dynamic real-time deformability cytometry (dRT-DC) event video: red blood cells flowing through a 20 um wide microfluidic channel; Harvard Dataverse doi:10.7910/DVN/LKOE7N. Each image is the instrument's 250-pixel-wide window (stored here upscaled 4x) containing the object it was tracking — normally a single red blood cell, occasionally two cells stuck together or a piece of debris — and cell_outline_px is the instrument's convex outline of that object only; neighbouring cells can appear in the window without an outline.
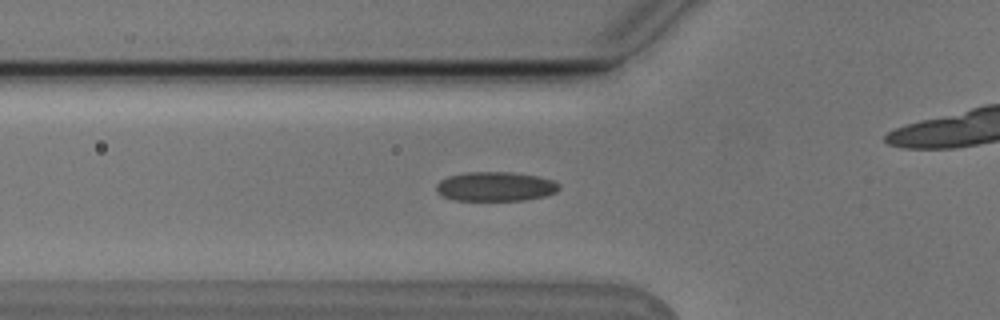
{"species": "Egyptian fruit bat (a non-hibernating species)", "species_latin": "Rousettus aegyptiacus", "temperature_condition": "cold", "stored_images_in_passage": 40, "camera_frame_rate_fps": 3000, "um_per_image_px": 0.085, "animal": {"sex": "male"}, "frame": {"image": 1, "passage_image": 9, "time_ms": 2.667, "image_size_px": [1000, 320], "cell_outline_px": [[560, 188], [556, 192], [544, 196], [524, 200], [452, 200], [436, 192], [436, 184], [440, 180], [448, 176], [464, 172], [512, 172], [536, 176], [552, 180], [560, 184]], "centroid_in_image_um": [42.09, 15.85], "position_along_channel_um": 83.7, "area_um2": 21.04}}
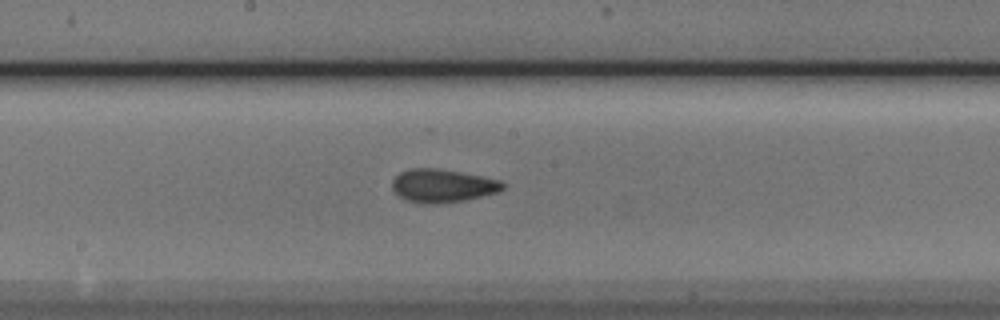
{"frame": {"image": 2, "passage_image": 19, "time_ms": 6.0, "image_size_px": [1000, 320], "cell_outline_px": [[504, 188], [500, 192], [464, 200], [436, 204], [432, 204], [408, 200], [400, 196], [392, 188], [392, 180], [400, 172], [412, 168], [436, 168], [480, 176], [500, 180], [504, 184]], "centroid_in_image_um": [37.63, 15.78], "position_along_channel_um": 210.6, "area_um2": 21.1}}
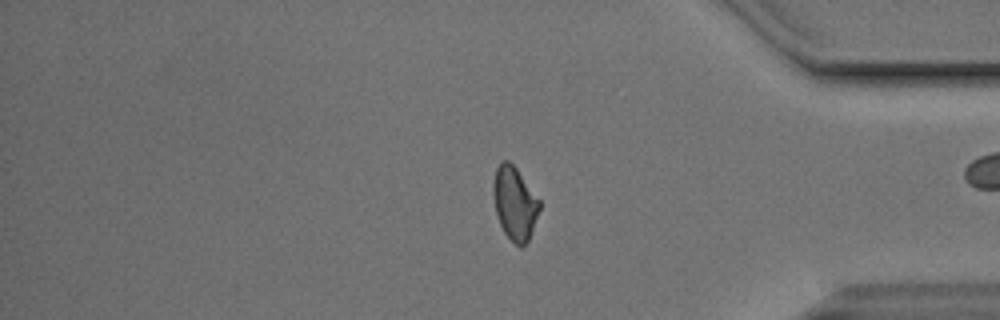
{"frame": {"image": 3, "passage_image": 35, "time_ms": 11.333, "image_size_px": [1000, 320], "cell_outline_px": [[540, 208], [528, 240], [520, 248], [504, 232], [500, 224], [496, 212], [492, 192], [492, 184], [496, 168], [504, 160], [508, 160], [516, 168], [540, 200]], "centroid_in_image_um": [43.73, 17.26], "position_along_channel_um": 391.5, "area_um2": 19.42}}